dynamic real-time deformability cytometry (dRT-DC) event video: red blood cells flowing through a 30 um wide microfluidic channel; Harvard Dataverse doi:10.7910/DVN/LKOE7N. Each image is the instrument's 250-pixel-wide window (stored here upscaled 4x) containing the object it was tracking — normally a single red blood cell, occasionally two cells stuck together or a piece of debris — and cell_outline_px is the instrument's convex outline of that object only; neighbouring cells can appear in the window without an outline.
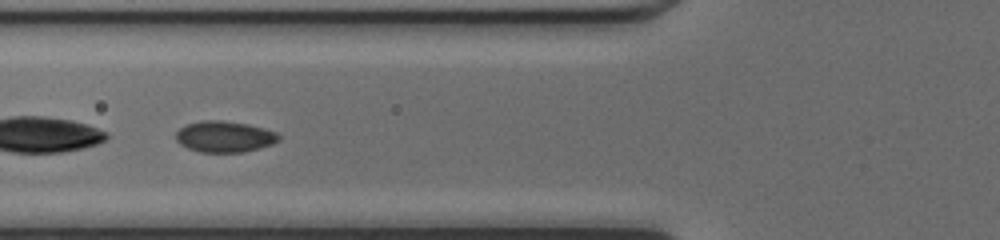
{"species": "common noctule bat (a hibernating species)", "species_latin": "Nyctalus noctula", "temperature_condition": "cold", "stored_images_in_passage": 21, "camera_frame_rate_fps": 3000, "um_per_image_px": 0.085, "animal": {"sex": "female", "body_mass_g": 17.0, "forearm_length_mm": 48.0}, "frame": {"image": 1, "passage_image": 6, "time_ms": 1.667, "image_size_px": [1000, 240], "cell_outline_px": [[280, 140], [272, 144], [260, 148], [244, 152], [200, 152], [188, 148], [180, 144], [176, 140], [176, 132], [180, 128], [188, 124], [200, 120], [220, 120], [248, 124], [264, 128], [276, 132], [280, 136]], "centroid_in_image_um": [19.09, 11.61], "position_along_channel_um": 106.7, "area_um2": 18.73}}
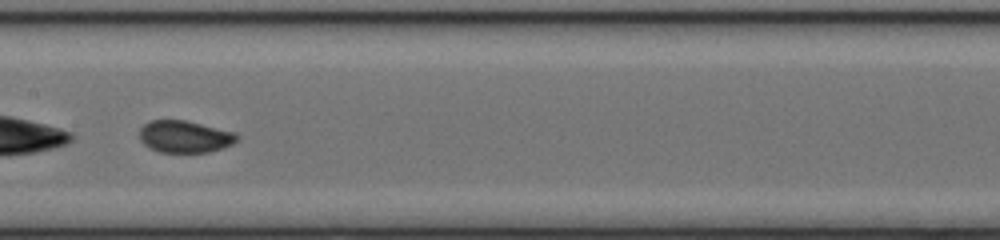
{"frame": {"image": 2, "passage_image": 12, "time_ms": 3.667, "image_size_px": [1000, 240], "cell_outline_px": [[240, 140], [224, 148], [208, 152], [160, 152], [148, 148], [140, 140], [140, 128], [148, 120], [184, 120], [236, 132], [240, 136]], "centroid_in_image_um": [15.73, 11.61], "position_along_channel_um": 191.7, "area_um2": 18.44}}
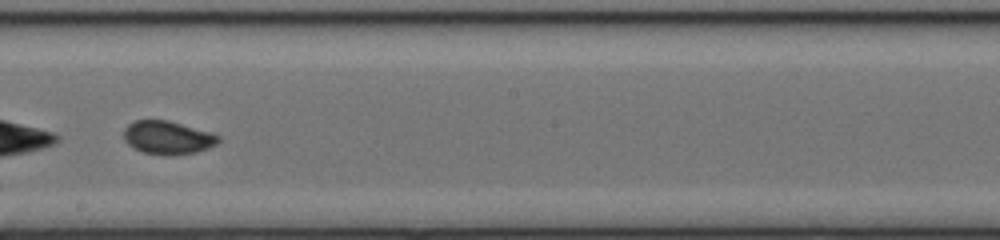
{"frame": {"image": 3, "passage_image": 15, "time_ms": 4.667, "image_size_px": [1000, 240], "cell_outline_px": [[220, 140], [216, 144], [208, 148], [196, 152], [168, 156], [164, 156], [144, 152], [128, 144], [124, 136], [124, 128], [128, 124], [136, 120], [168, 120], [212, 132], [220, 136]], "centroid_in_image_um": [14.28, 11.69], "position_along_channel_um": 233.9, "area_um2": 18.38}}